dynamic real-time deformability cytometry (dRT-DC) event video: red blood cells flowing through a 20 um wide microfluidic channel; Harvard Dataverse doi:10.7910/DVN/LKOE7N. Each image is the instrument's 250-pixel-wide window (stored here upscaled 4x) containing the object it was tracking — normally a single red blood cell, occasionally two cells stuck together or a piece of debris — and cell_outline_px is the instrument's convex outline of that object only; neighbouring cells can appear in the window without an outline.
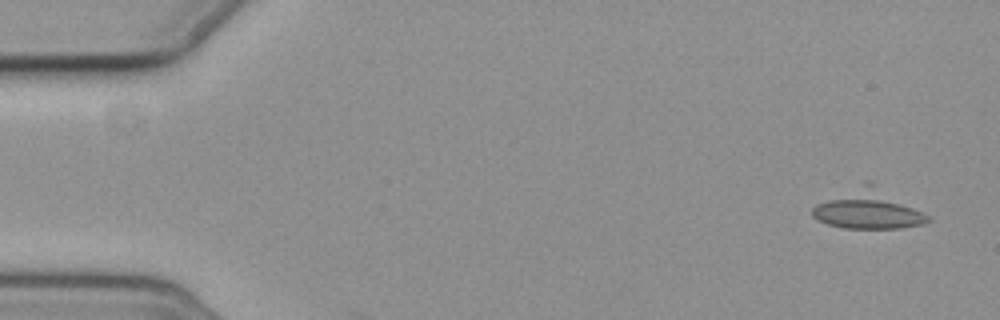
{"species": "common noctule bat (a hibernating species)", "species_latin": "Nyctalus noctula", "temperature_condition": "cold", "stored_images_in_passage": 4, "camera_frame_rate_fps": 3000, "um_per_image_px": 0.085, "animal": {"sex": "female", "body_mass_g": 19.3, "forearm_length_mm": 54.1}, "frame": {"image": 1, "passage_image": 1, "time_ms": 0.0, "image_size_px": [1000, 320], "cell_outline_px": [[932, 220], [924, 224], [900, 228], [844, 228], [828, 224], [816, 220], [812, 216], [812, 208], [816, 204], [868, 180], [872, 180], [928, 216]], "centroid_in_image_um": [73.79, 17.78], "position_along_channel_um": 11.2, "area_um2": 26.24}}
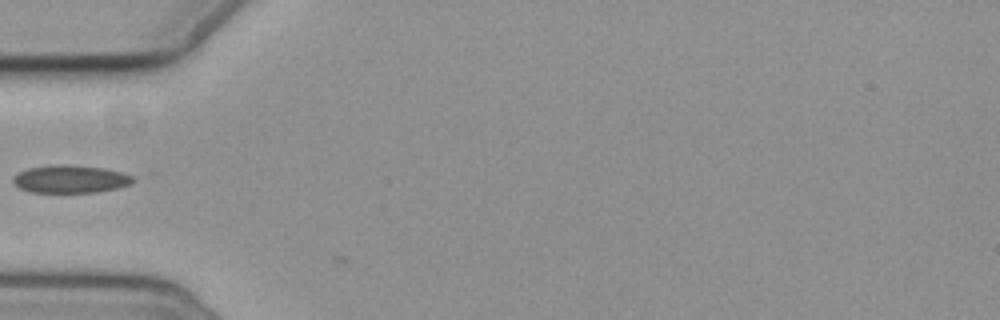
{"frame": {"image": 2, "passage_image": 4, "time_ms": 5.667, "image_size_px": [1000, 320], "cell_outline_px": [[136, 180], [128, 184], [116, 188], [96, 192], [28, 192], [20, 188], [12, 180], [12, 176], [28, 168], [52, 164], [68, 164], [104, 168], [120, 172], [132, 176]], "centroid_in_image_um": [5.95, 15.21], "position_along_channel_um": 79.1, "area_um2": 19.36}}